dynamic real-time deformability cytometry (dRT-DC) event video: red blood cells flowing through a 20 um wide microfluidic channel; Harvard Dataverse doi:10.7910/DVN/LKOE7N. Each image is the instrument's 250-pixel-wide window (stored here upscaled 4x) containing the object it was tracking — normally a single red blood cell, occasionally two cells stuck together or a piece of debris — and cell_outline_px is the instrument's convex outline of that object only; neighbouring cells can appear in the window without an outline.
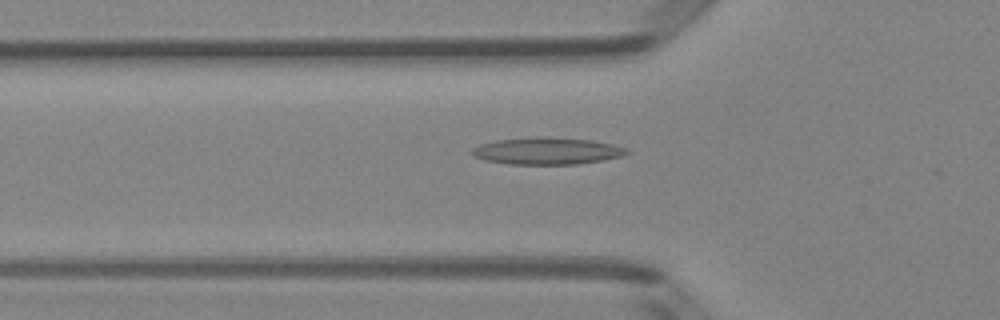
{"species": "Egyptian fruit bat (a non-hibernating species)", "species_latin": "Rousettus aegyptiacus", "temperature_condition": "room temperature", "stored_images_in_passage": 39, "camera_frame_rate_fps": 3000, "um_per_image_px": 0.085, "animal": {"sex": "female"}, "frame": {"image": 1, "passage_image": 6, "time_ms": 1.667, "image_size_px": [1000, 320], "cell_outline_px": [[628, 152], [624, 156], [604, 160], [576, 164], [508, 164], [484, 160], [476, 156], [472, 152], [472, 148], [480, 144], [496, 140], [536, 136], [540, 136], [592, 140], [612, 144], [628, 148]], "centroid_in_image_um": [46.52, 12.82], "position_along_channel_um": 79.3, "area_um2": 24.39}}
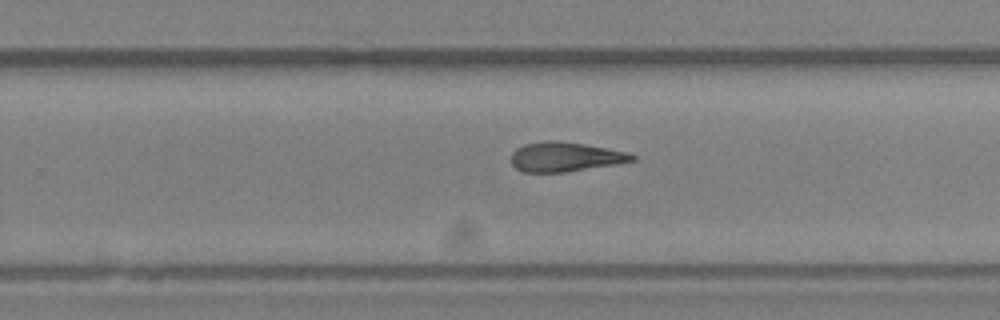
{"frame": {"image": 2, "passage_image": 21, "time_ms": 6.667, "image_size_px": [1000, 320], "cell_outline_px": [[636, 160], [616, 164], [564, 172], [524, 172], [516, 168], [512, 164], [512, 152], [516, 148], [524, 144], [548, 140], [552, 140], [584, 144], [624, 152], [636, 156]], "centroid_in_image_um": [48.0, 13.33], "position_along_channel_um": 281.8, "area_um2": 20.46}}
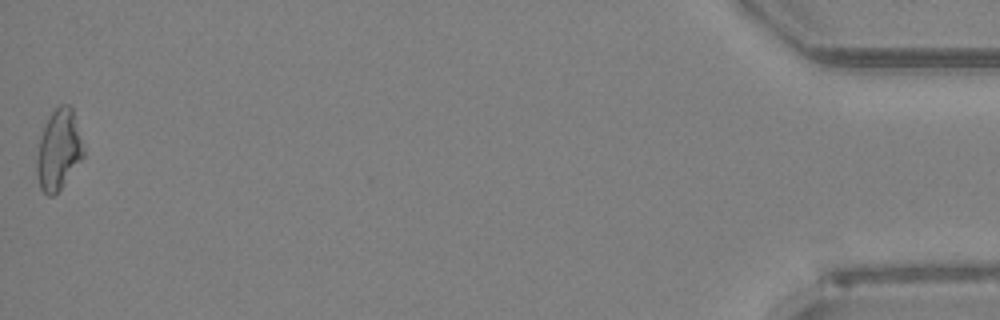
{"frame": {"image": 3, "passage_image": 39, "time_ms": 12.667, "image_size_px": [1000, 320], "cell_outline_px": [[84, 156], [64, 184], [52, 196], [48, 196], [40, 188], [36, 176], [36, 156], [40, 136], [44, 124], [52, 112], [60, 104], [68, 104], [72, 108], [84, 148]], "centroid_in_image_um": [4.96, 12.74], "position_along_channel_um": 430.2, "area_um2": 21.85}, "authors_computed_cell_mechanics": {"area_um2": 21.2704, "velocity_mm_per_s": 4.062, "shape_relaxation_time_tau1_ms": null, "shape_relaxation_time_tau2_ms": 3.1744, "deformation_change_tau1": null, "deformation_change_tau2": 0.1412}}